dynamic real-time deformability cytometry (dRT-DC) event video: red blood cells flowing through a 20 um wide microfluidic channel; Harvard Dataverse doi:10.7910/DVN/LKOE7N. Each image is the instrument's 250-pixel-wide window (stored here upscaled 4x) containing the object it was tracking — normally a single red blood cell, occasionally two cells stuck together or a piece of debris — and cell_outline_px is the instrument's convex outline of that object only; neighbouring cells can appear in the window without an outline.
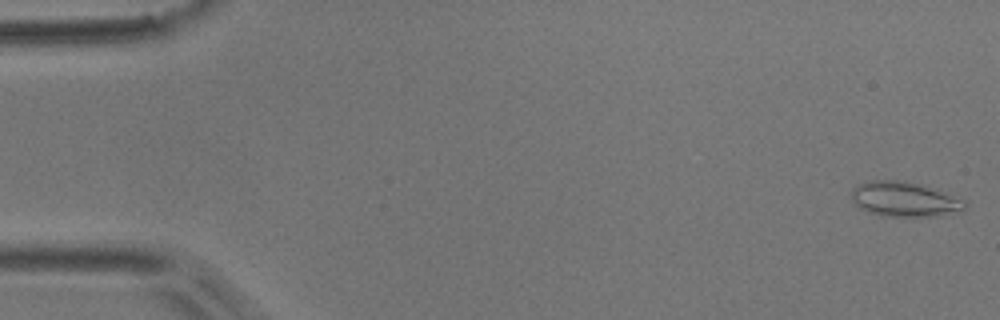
{"species": "common noctule bat (a hibernating species)", "species_latin": "Nyctalus noctula", "temperature_condition": "room temperature", "stored_images_in_passage": 53, "camera_frame_rate_fps": 3000, "um_per_image_px": 0.085, "animal": {"sex": "male", "body_mass_g": 17.9}, "frame": {"image": 1, "passage_image": 1, "time_ms": 0.0, "image_size_px": [1000, 320], "cell_outline_px": [[968, 204], [964, 212], [936, 216], [880, 216], [856, 208], [848, 192], [856, 184], [868, 180], [904, 180], [920, 184], [964, 200]], "centroid_in_image_um": [76.81, 16.94], "position_along_channel_um": 8.2, "area_um2": 23.64}}
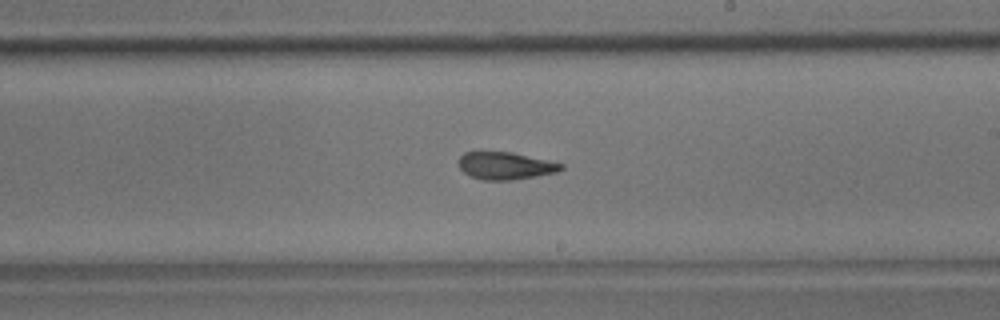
{"frame": {"image": 2, "passage_image": 31, "time_ms": 10.0, "image_size_px": [1000, 320], "cell_outline_px": [[564, 168], [556, 172], [512, 180], [480, 180], [464, 172], [460, 168], [460, 156], [464, 152], [512, 152], [548, 160], [564, 164]], "centroid_in_image_um": [42.97, 14.09], "position_along_channel_um": 246.0, "area_um2": 16.18}}
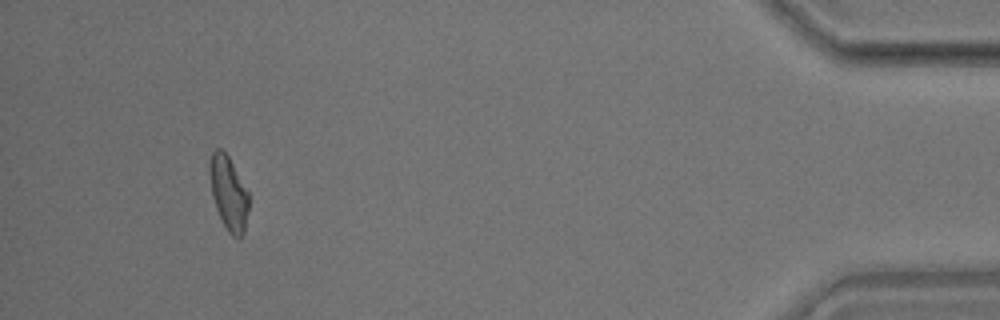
{"frame": {"image": 3, "passage_image": 50, "time_ms": 16.333, "image_size_px": [1000, 320], "cell_outline_px": [[248, 208], [244, 232], [240, 236], [232, 236], [228, 232], [216, 208], [212, 196], [208, 172], [208, 164], [212, 152], [216, 148], [220, 148], [228, 156], [248, 192]], "centroid_in_image_um": [19.39, 16.37], "position_along_channel_um": 415.8, "area_um2": 16.65}, "authors_computed_cell_mechanics": {"area_um2": 17.1088, "velocity_mm_per_s": 3.7347, "shape_relaxation_time_tau1_ms": null, "shape_relaxation_time_tau2_ms": 2.4938, "deformation_change_tau1": null, "deformation_change_tau2": 0.1036}}